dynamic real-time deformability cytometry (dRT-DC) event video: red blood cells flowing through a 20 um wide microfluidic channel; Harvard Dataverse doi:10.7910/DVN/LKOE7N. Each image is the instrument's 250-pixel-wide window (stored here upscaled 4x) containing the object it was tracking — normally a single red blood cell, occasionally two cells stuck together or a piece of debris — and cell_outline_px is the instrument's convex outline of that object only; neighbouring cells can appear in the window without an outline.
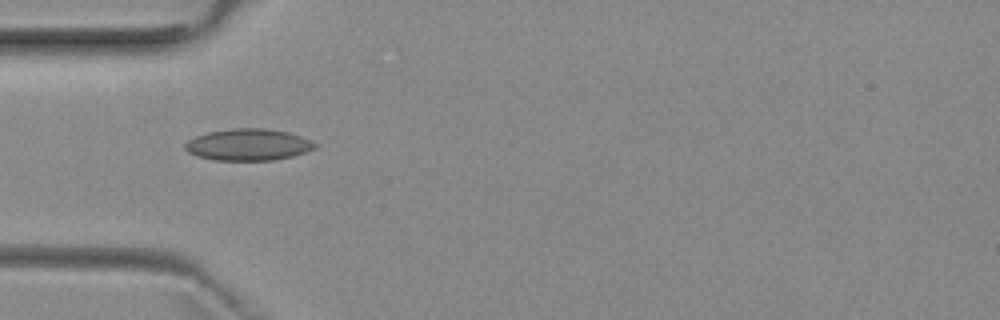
{"species": "common noctule bat (a hibernating species)", "species_latin": "Nyctalus noctula", "temperature_condition": "room temperature", "stored_images_in_passage": 13, "camera_frame_rate_fps": 3000, "um_per_image_px": 0.085, "animal": {"sex": "female", "body_mass_g": 29.2, "forearm_length_mm": 56.3}, "frame": {"image": 1, "passage_image": 1, "time_ms": 0.0, "image_size_px": [1000, 320], "cell_outline_px": [[316, 148], [292, 156], [272, 160], [216, 160], [196, 156], [188, 152], [184, 148], [184, 144], [188, 140], [196, 136], [208, 132], [232, 128], [264, 128], [288, 132], [300, 136], [316, 144]], "centroid_in_image_um": [21.06, 12.29], "position_along_channel_um": 63.9, "area_um2": 23.81}}
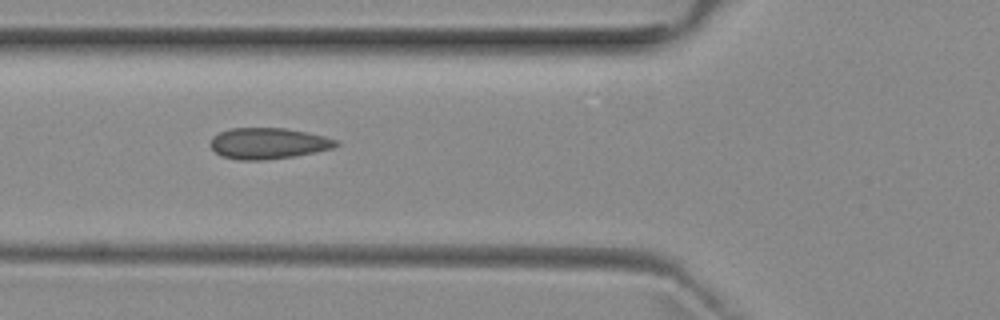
{"frame": {"image": 2, "passage_image": 4, "time_ms": 1.0, "image_size_px": [1000, 320], "cell_outline_px": [[340, 144], [332, 148], [292, 156], [264, 160], [236, 160], [220, 156], [212, 148], [212, 136], [220, 132], [232, 128], [284, 128], [308, 132], [340, 140]], "centroid_in_image_um": [22.8, 12.18], "position_along_channel_um": 103.0, "area_um2": 22.66}}
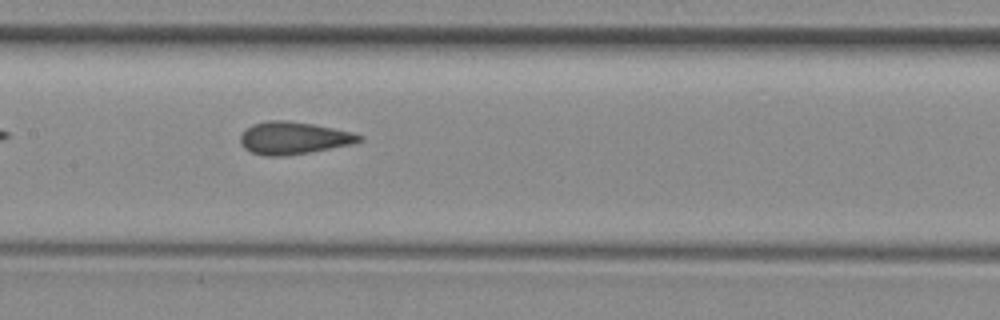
{"frame": {"image": 3, "passage_image": 10, "time_ms": 3.0, "image_size_px": [1000, 320], "cell_outline_px": [[364, 140], [352, 144], [308, 152], [284, 156], [264, 156], [252, 152], [244, 148], [240, 140], [240, 136], [252, 124], [268, 120], [288, 120], [312, 124], [352, 132], [364, 136]], "centroid_in_image_um": [24.96, 11.73], "position_along_channel_um": 182.4, "area_um2": 22.31}}